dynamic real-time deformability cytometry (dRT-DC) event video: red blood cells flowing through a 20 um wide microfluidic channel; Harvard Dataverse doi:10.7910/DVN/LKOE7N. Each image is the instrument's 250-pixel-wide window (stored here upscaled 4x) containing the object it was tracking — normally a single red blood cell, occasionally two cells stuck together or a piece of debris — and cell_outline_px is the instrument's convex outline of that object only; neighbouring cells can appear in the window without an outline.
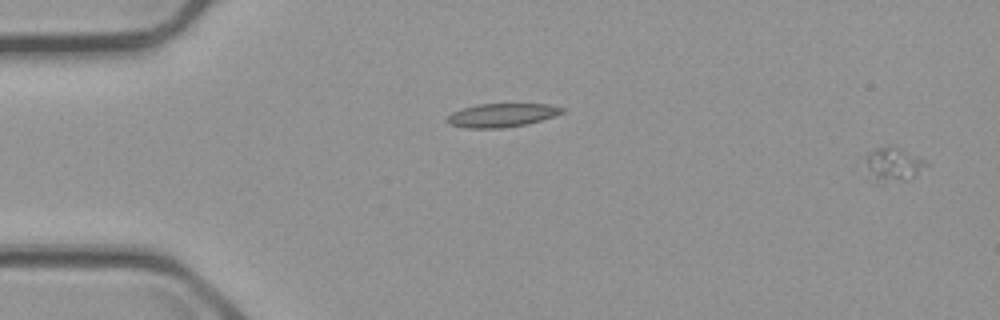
{"species": "common noctule bat (a hibernating species)", "species_latin": "Nyctalus noctula", "temperature_condition": "cold", "stored_images_in_passage": 55, "camera_frame_rate_fps": 3000, "um_per_image_px": 0.085, "animal": {"sex": "male", "body_mass_g": 23.1, "forearm_length_mm": 52.7}, "frame": {"image": 1, "passage_image": 1, "time_ms": 0.0, "image_size_px": [1000, 320], "cell_outline_px": [[928, 164], [912, 176], [904, 180], [876, 184], [868, 164], [868, 152], [876, 148], [896, 148]], "centroid_in_image_um": [75.88, 14.03], "position_along_channel_um": 9.1, "area_um2": 10.69}}
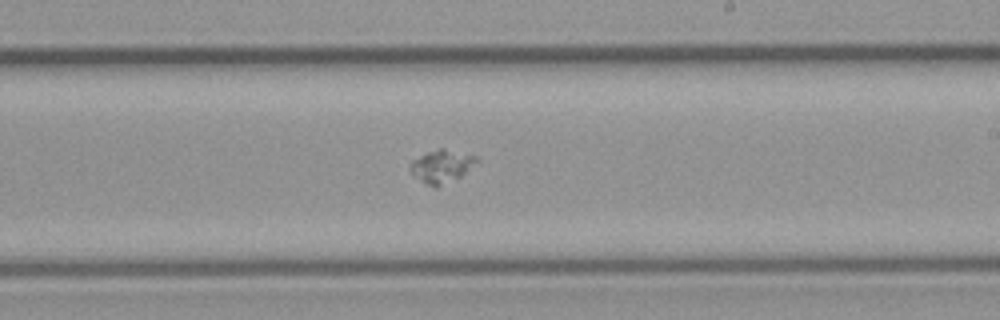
{"frame": {"image": 2, "passage_image": 32, "time_ms": 10.333, "image_size_px": [1000, 320], "cell_outline_px": [[480, 160], [460, 176], [436, 188], [424, 184], [412, 176], [408, 168], [408, 164], [412, 160], [428, 152], [440, 148], [444, 148], [476, 156]], "centroid_in_image_um": [37.47, 14.15], "position_along_channel_um": 251.5, "area_um2": 12.83}}
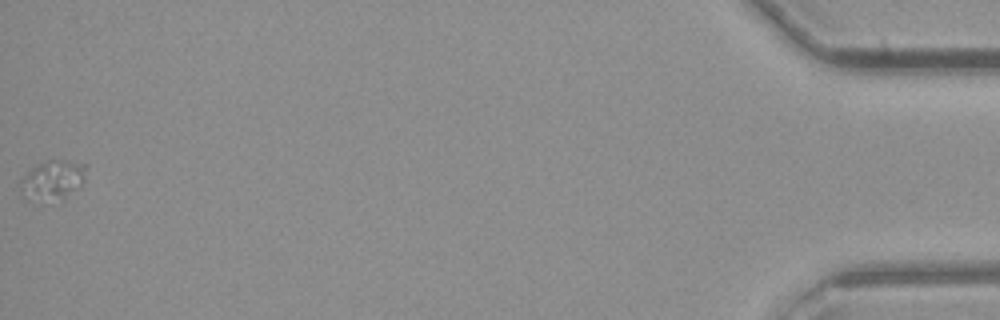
{"frame": {"image": 3, "passage_image": 55, "time_ms": 18.0, "image_size_px": [1000, 320], "cell_outline_px": [[88, 164], [84, 180], [80, 184], [64, 196], [40, 204], [28, 200], [20, 188], [20, 180], [32, 168], [48, 160], [64, 160]], "centroid_in_image_um": [4.45, 15.31], "position_along_channel_um": 430.7, "area_um2": 14.97}}